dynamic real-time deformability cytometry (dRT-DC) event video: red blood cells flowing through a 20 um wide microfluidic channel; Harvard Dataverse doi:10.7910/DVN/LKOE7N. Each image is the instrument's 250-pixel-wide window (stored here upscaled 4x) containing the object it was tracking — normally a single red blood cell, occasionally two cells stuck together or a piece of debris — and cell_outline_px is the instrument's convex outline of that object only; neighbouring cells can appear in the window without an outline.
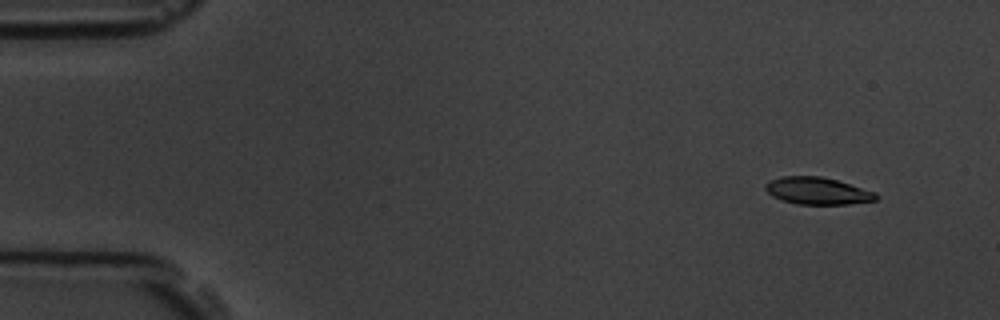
{"species": "common noctule bat (a hibernating species)", "species_latin": "Nyctalus noctula", "temperature_condition": "room temperature", "stored_images_in_passage": 5, "camera_frame_rate_fps": 3000, "um_per_image_px": 0.085, "animal": {"sex": "male", "body_mass_g": 19.5, "forearm_length_mm": 54.6}, "frame": {"image": 1, "passage_image": 2, "time_ms": 1.0, "image_size_px": [1000, 320], "cell_outline_px": [[880, 196], [876, 200], [848, 204], [796, 204], [772, 196], [764, 188], [764, 184], [768, 180], [780, 176], [820, 176], [836, 180], [876, 192]], "centroid_in_image_um": [69.46, 16.22], "position_along_channel_um": 15.5, "area_um2": 17.51}}